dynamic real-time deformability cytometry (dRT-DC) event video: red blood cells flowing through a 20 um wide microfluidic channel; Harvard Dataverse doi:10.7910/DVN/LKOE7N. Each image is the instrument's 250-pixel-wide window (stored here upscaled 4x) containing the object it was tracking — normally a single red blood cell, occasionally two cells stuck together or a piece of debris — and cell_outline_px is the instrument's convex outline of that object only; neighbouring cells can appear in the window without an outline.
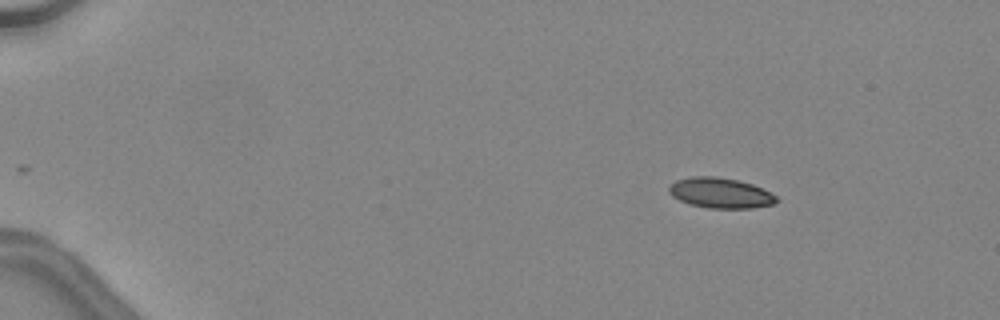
{"species": "common noctule bat (a hibernating species)", "species_latin": "Nyctalus noctula", "temperature_condition": "warm", "stored_images_in_passage": 41, "camera_frame_rate_fps": 3000, "um_per_image_px": 0.085, "animal": {"sex": "female", "body_mass_g": 24.6, "forearm_length_mm": 56.2}, "frame": {"image": 1, "passage_image": 1, "time_ms": 0.0, "image_size_px": [1000, 320], "cell_outline_px": [[780, 200], [776, 204], [752, 208], [708, 208], [692, 204], [680, 200], [672, 196], [668, 192], [668, 188], [676, 180], [692, 176], [716, 176], [736, 180], [752, 184], [776, 196]], "centroid_in_image_um": [61.24, 16.4], "position_along_channel_um": 23.8, "area_um2": 18.9}}
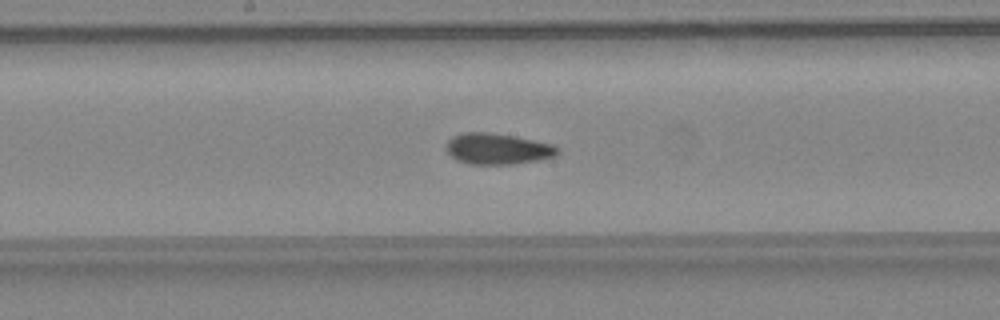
{"frame": {"image": 2, "passage_image": 21, "time_ms": 6.667, "image_size_px": [1000, 320], "cell_outline_px": [[560, 152], [556, 156], [516, 164], [468, 164], [456, 160], [448, 152], [448, 140], [452, 136], [464, 132], [488, 132], [512, 136], [552, 144]], "centroid_in_image_um": [42.28, 12.66], "position_along_channel_um": 205.9, "area_um2": 19.88}}
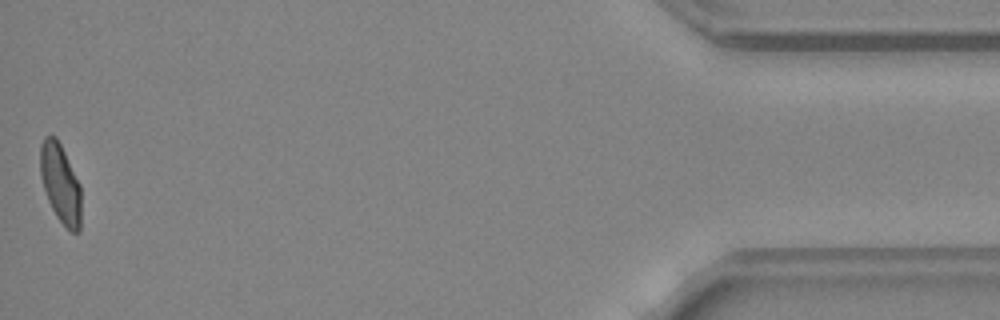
{"frame": {"image": 3, "passage_image": 41, "time_ms": 13.333, "image_size_px": [1000, 320], "cell_outline_px": [[80, 232], [72, 232], [56, 216], [48, 200], [40, 176], [40, 144], [44, 136], [56, 136], [80, 184]], "centroid_in_image_um": [5.12, 15.57], "position_along_channel_um": 430.1, "area_um2": 18.61}, "authors_computed_cell_mechanics": {"area_um2": 19.7098, "velocity_mm_per_s": 4.5546, "shape_relaxation_time_tau1_ms": null, "shape_relaxation_time_tau2_ms": 1.5115, "deformation_change_tau1": null, "deformation_change_tau2": 0.0777}}